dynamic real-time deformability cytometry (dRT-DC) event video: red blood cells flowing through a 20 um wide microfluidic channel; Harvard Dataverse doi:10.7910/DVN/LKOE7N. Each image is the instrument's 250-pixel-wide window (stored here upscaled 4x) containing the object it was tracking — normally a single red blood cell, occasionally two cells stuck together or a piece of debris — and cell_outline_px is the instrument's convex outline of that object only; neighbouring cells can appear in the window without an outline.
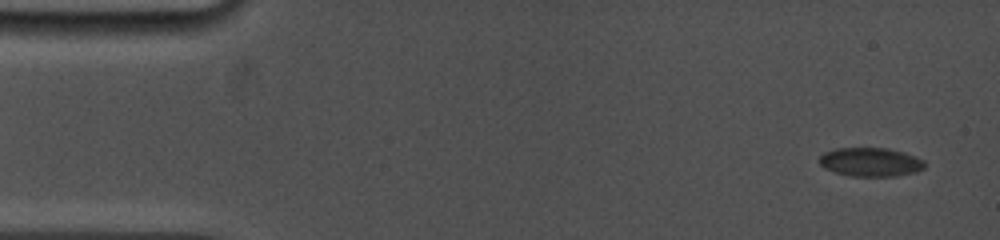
{"species": "common noctule bat (a hibernating species)", "species_latin": "Nyctalus noctula", "temperature_condition": "cold", "stored_images_in_passage": 50, "camera_frame_rate_fps": 5000, "um_per_image_px": 0.085, "animal": {"sex": "female", "body_mass_g": 19.0, "forearm_length_mm": 53.3}, "frame": {"image": 1, "passage_image": 1, "time_ms": 0.0, "image_size_px": [1000, 240], "cell_outline_px": [[924, 168], [916, 172], [896, 176], [852, 176], [836, 172], [824, 168], [820, 164], [820, 156], [824, 152], [836, 148], [888, 148], [904, 152], [916, 156], [924, 160]], "centroid_in_image_um": [74.02, 13.77], "position_along_channel_um": 11.0, "area_um2": 17.69}}
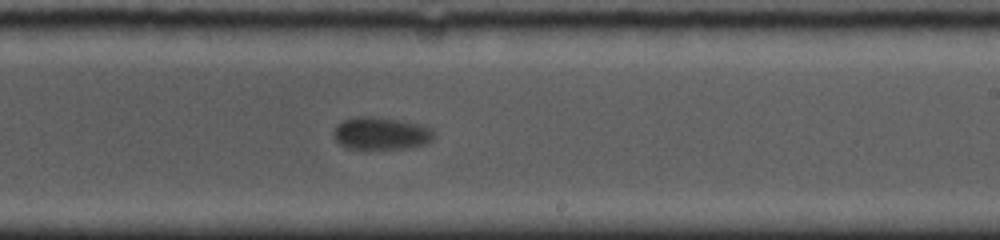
{"frame": {"image": 2, "passage_image": 22, "time_ms": 9.8, "image_size_px": [1000, 240], "cell_outline_px": [[436, 132], [432, 140], [428, 144], [408, 148], [344, 148], [336, 140], [332, 132], [336, 124], [344, 120], [356, 116], [372, 116], [400, 120], [420, 124], [432, 128]], "centroid_in_image_um": [32.41, 11.33], "position_along_channel_um": 256.6, "area_um2": 19.25}}
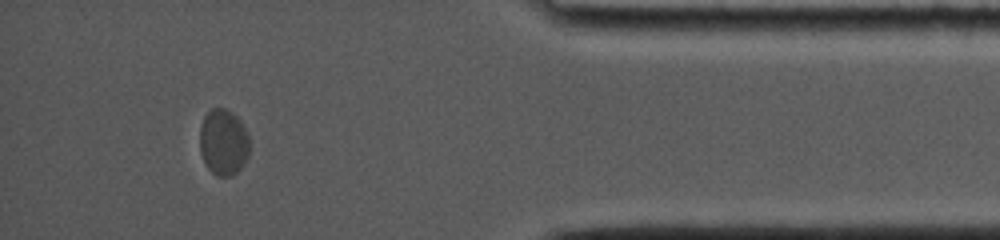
{"frame": {"image": 3, "passage_image": 43, "time_ms": 14.8, "image_size_px": [1000, 240], "cell_outline_px": [[248, 156], [240, 168], [232, 176], [216, 176], [208, 168], [200, 152], [200, 124], [204, 116], [212, 108], [224, 108], [232, 112], [240, 120], [248, 132]], "centroid_in_image_um": [18.98, 12.07], "position_along_channel_um": 416.2, "area_um2": 19.19}, "authors_computed_cell_mechanics": {"area_um2": 19.3052, "velocity_mm_per_s": 3.6892, "shape_relaxation_time_tau1_ms": 1.5517, "shape_relaxation_time_tau2_ms": null, "deformation_change_tau1": 0.0469, "deformation_change_tau2": null}}